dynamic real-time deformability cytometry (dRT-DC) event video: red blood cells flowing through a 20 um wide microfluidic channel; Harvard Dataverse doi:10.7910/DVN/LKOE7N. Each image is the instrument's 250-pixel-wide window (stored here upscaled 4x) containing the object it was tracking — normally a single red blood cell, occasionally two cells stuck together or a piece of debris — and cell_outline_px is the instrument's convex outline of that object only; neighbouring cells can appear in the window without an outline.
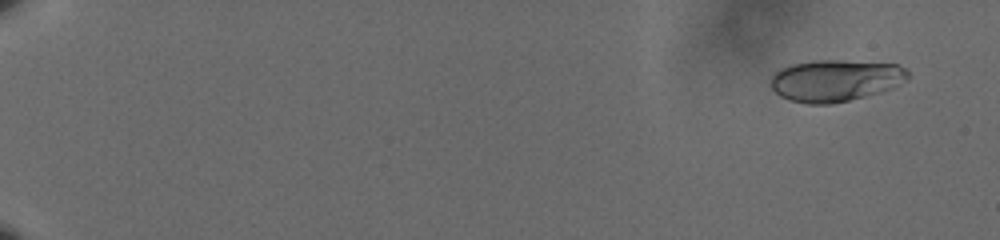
{"species": "human", "species_latin": "Homo sapiens", "temperature_condition": "cold", "stored_images_in_passage": 62, "camera_frame_rate_fps": 3000, "um_per_image_px": 0.085, "donor": {"sex": "male"}, "frame": {"image": 1, "passage_image": 5, "time_ms": 1.333, "image_size_px": [1000, 240], "cell_outline_px": [[908, 76], [904, 80], [892, 88], [880, 92], [832, 104], [808, 104], [788, 100], [780, 96], [772, 88], [772, 76], [780, 68], [792, 64], [816, 60], [840, 60], [900, 64], [908, 72]], "centroid_in_image_um": [71.0, 6.84], "position_along_channel_um": 14.0, "area_um2": 33.23}}
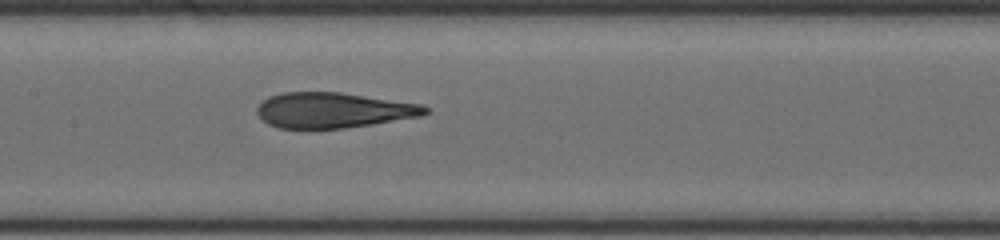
{"frame": {"image": 2, "passage_image": 35, "time_ms": 11.333, "image_size_px": [1000, 240], "cell_outline_px": [[428, 112], [420, 116], [372, 124], [344, 128], [280, 128], [268, 124], [256, 112], [256, 108], [268, 96], [284, 92], [340, 92], [424, 104], [428, 108]], "centroid_in_image_um": [28.34, 9.36], "position_along_channel_um": 179.1, "area_um2": 34.56}}
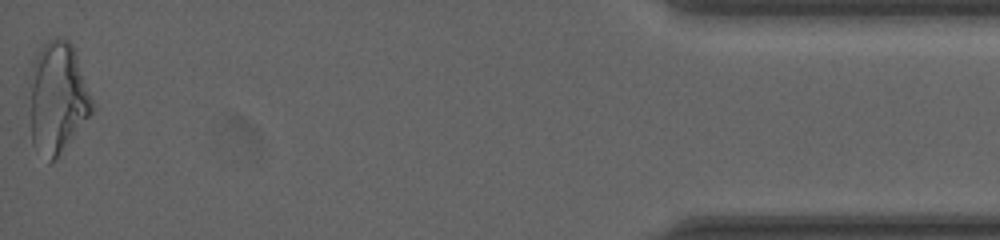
{"frame": {"image": 3, "passage_image": 62, "time_ms": 20.333, "image_size_px": [1000, 240], "cell_outline_px": [[96, 108], [56, 156], [48, 164], [32, 144], [28, 112], [28, 84], [32, 64], [40, 48], [44, 44], [52, 40], [68, 40], [72, 44]], "centroid_in_image_um": [4.83, 8.33], "position_along_channel_um": 430.4, "area_um2": 40.75}, "authors_computed_cell_mechanics": {"area_um2": 35.2291, "velocity_mm_per_s": 3.5948, "shape_relaxation_time_tau1_ms": 9.6284, "shape_relaxation_time_tau2_ms": 1.7217, "deformation_change_tau1": 0.2555, "deformation_change_tau2": 0.0884}}